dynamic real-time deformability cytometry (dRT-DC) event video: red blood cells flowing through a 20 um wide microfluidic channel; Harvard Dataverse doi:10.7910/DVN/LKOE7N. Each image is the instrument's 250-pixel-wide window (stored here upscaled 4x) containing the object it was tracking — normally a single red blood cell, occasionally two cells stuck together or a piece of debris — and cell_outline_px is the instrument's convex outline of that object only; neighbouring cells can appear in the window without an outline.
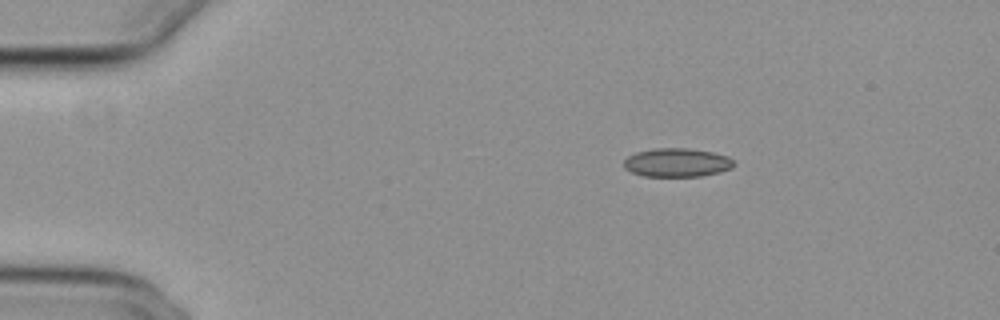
{"species": "common noctule bat (a hibernating species)", "species_latin": "Nyctalus noctula", "temperature_condition": "cold", "stored_images_in_passage": 45, "camera_frame_rate_fps": 3000, "um_per_image_px": 0.085, "animal": {"sex": "female", "body_mass_g": 29.2, "forearm_length_mm": 56.3}, "frame": {"image": 1, "passage_image": 1, "time_ms": 0.0, "image_size_px": [1000, 320], "cell_outline_px": [[736, 164], [732, 168], [720, 172], [700, 176], [644, 176], [632, 172], [624, 168], [624, 160], [628, 156], [636, 152], [652, 148], [688, 148], [712, 152], [728, 156]], "centroid_in_image_um": [57.54, 13.81], "position_along_channel_um": 27.5, "area_um2": 18.44}}
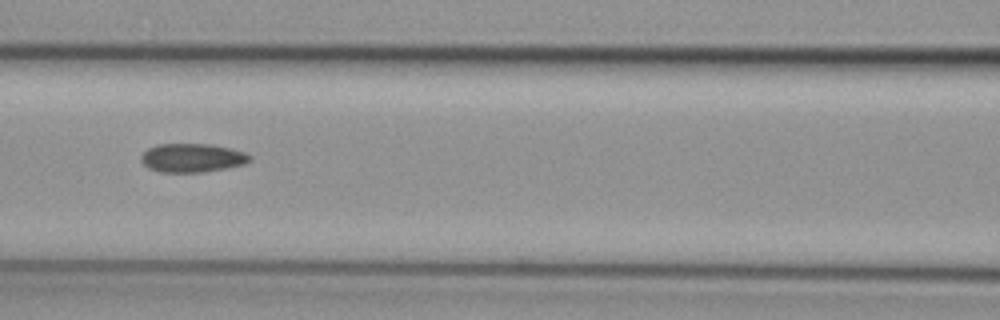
{"frame": {"image": 2, "passage_image": 16, "time_ms": 5.0, "image_size_px": [1000, 320], "cell_outline_px": [[252, 160], [244, 164], [204, 172], [160, 172], [148, 168], [140, 160], [140, 156], [148, 148], [156, 144], [212, 144], [244, 152], [252, 156]], "centroid_in_image_um": [16.32, 13.41], "position_along_channel_um": 150.3, "area_um2": 18.21}}
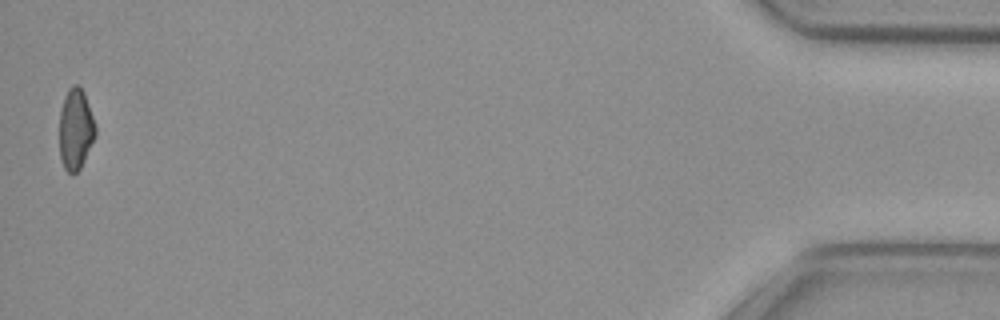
{"frame": {"image": 3, "passage_image": 45, "time_ms": 14.667, "image_size_px": [1000, 320], "cell_outline_px": [[96, 136], [80, 168], [76, 172], [68, 172], [64, 168], [60, 156], [60, 112], [64, 96], [68, 88], [72, 84], [76, 84], [84, 92], [96, 128]], "centroid_in_image_um": [6.42, 10.96], "position_along_channel_um": 428.8, "area_um2": 16.82}, "authors_computed_cell_mechanics": {"area_um2": 18.207, "velocity_mm_per_s": 3.8525, "shape_relaxation_time_tau1_ms": null, "shape_relaxation_time_tau2_ms": 3.4148, "deformation_change_tau1": null, "deformation_change_tau2": 0.0758}}